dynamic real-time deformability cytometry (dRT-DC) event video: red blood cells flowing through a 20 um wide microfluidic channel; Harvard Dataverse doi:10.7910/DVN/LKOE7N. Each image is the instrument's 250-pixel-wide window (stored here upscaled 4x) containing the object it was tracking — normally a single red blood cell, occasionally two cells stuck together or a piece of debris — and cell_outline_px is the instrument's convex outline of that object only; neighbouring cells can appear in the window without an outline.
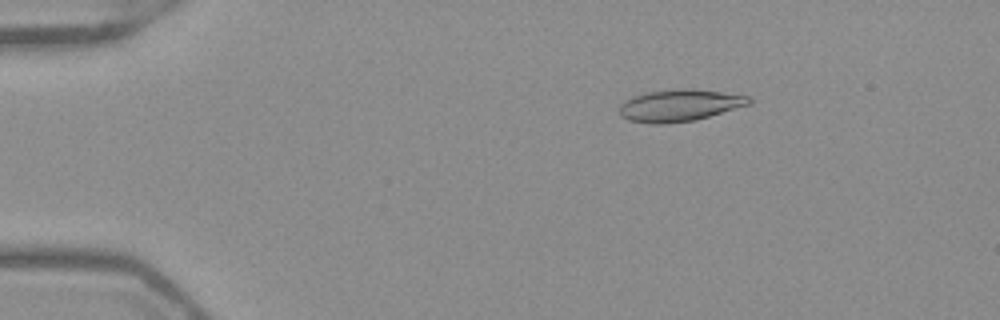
{"species": "Egyptian fruit bat (a non-hibernating species)", "species_latin": "Rousettus aegyptiacus", "temperature_condition": "warm", "stored_images_in_passage": 52, "camera_frame_rate_fps": 3000, "um_per_image_px": 0.085, "frame": {"image": 1, "passage_image": 9, "time_ms": 2.667, "image_size_px": [1000, 320], "cell_outline_px": [[752, 100], [748, 104], [696, 120], [664, 124], [652, 124], [628, 120], [620, 116], [620, 104], [632, 96], [648, 92], [680, 88], [692, 88], [748, 96]], "centroid_in_image_um": [57.71, 8.96], "position_along_channel_um": 27.3, "area_um2": 23.93}}
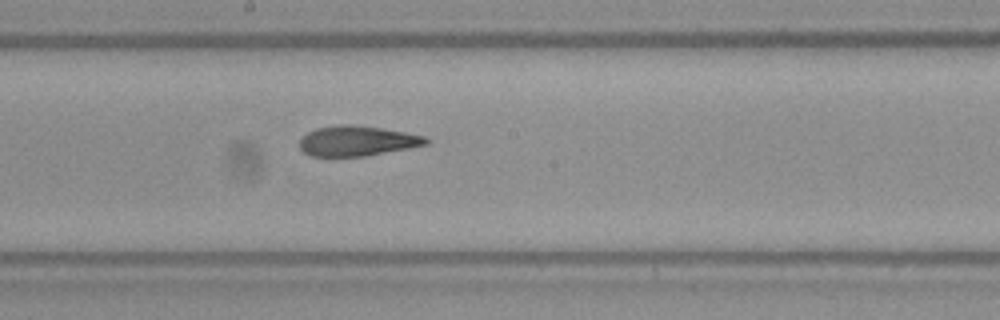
{"frame": {"image": 2, "passage_image": 29, "time_ms": 9.333, "image_size_px": [1000, 320], "cell_outline_px": [[428, 144], [408, 148], [364, 156], [308, 156], [300, 148], [300, 140], [308, 132], [316, 128], [340, 124], [352, 124], [380, 128], [404, 132], [424, 136], [428, 140]], "centroid_in_image_um": [30.32, 11.97], "position_along_channel_um": 217.9, "area_um2": 21.96}}
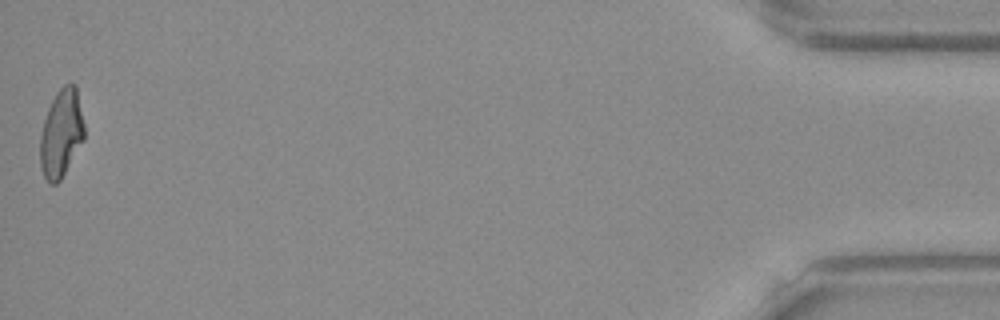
{"frame": {"image": 3, "passage_image": 52, "time_ms": 17.0, "image_size_px": [1000, 320], "cell_outline_px": [[84, 140], [60, 180], [56, 184], [52, 184], [44, 176], [40, 168], [40, 136], [44, 120], [48, 108], [56, 92], [64, 84], [72, 80], [76, 84], [84, 124]], "centroid_in_image_um": [5.21, 11.29], "position_along_channel_um": 430.0, "area_um2": 22.72}, "authors_computed_cell_mechanics": {"area_um2": 23.0911, "velocity_mm_per_s": 3.9496, "shape_relaxation_time_tau1_ms": 6.4723, "shape_relaxation_time_tau2_ms": 2.9685, "deformation_change_tau1": 0.2041, "deformation_change_tau2": 0.1012}}